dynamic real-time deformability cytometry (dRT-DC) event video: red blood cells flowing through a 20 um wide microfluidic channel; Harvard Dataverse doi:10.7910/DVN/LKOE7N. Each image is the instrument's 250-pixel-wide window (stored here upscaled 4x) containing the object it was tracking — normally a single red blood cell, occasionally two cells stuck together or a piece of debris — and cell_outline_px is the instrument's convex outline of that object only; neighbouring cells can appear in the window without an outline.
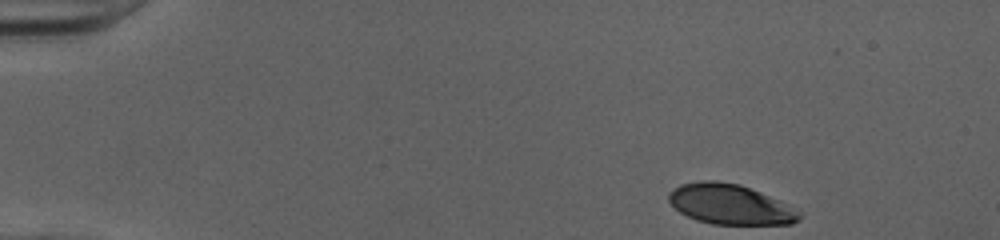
{"species": "human", "species_latin": "Homo sapiens", "temperature_condition": "cold", "stored_images_in_passage": 38, "camera_frame_rate_fps": 3000, "um_per_image_px": 0.085, "donor": {"sex": "female"}, "frame": {"image": 1, "passage_image": 1, "time_ms": 0.0, "image_size_px": [1000, 240], "cell_outline_px": [[800, 220], [792, 224], [712, 224], [696, 220], [680, 212], [668, 200], [668, 192], [672, 188], [680, 184], [704, 180], [712, 180], [740, 184], [780, 200], [788, 204], [800, 212]], "centroid_in_image_um": [62.05, 17.36], "position_along_channel_um": 22.9, "area_um2": 30.58}}
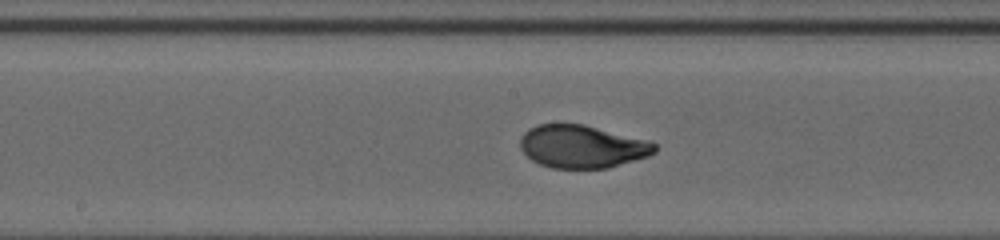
{"frame": {"image": 2, "passage_image": 22, "time_ms": 7.0, "image_size_px": [1000, 240], "cell_outline_px": [[656, 152], [648, 156], [608, 168], [552, 168], [540, 164], [532, 160], [520, 148], [520, 136], [528, 128], [536, 124], [584, 124], [652, 140], [656, 144]], "centroid_in_image_um": [49.5, 12.44], "position_along_channel_um": 198.7, "area_um2": 33.93}}
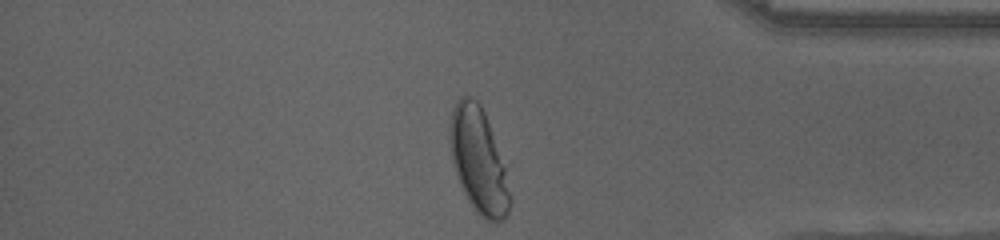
{"frame": {"image": 3, "passage_image": 38, "time_ms": 12.333, "image_size_px": [1000, 240], "cell_outline_px": [[512, 200], [508, 212], [500, 220], [488, 220], [480, 216], [476, 212], [468, 200], [460, 184], [452, 164], [448, 140], [448, 128], [452, 108], [456, 100], [460, 96], [468, 96], [476, 100], [480, 104], [484, 112], [504, 168], [512, 196]], "centroid_in_image_um": [40.62, 13.62], "position_along_channel_um": 394.6, "area_um2": 36.47}, "authors_computed_cell_mechanics": {"area_um2": 33.3506, "velocity_mm_per_s": 4.0245, "shape_relaxation_time_tau1_ms": 4.2517, "shape_relaxation_time_tau2_ms": null, "deformation_change_tau1": 0.2114, "deformation_change_tau2": null}}